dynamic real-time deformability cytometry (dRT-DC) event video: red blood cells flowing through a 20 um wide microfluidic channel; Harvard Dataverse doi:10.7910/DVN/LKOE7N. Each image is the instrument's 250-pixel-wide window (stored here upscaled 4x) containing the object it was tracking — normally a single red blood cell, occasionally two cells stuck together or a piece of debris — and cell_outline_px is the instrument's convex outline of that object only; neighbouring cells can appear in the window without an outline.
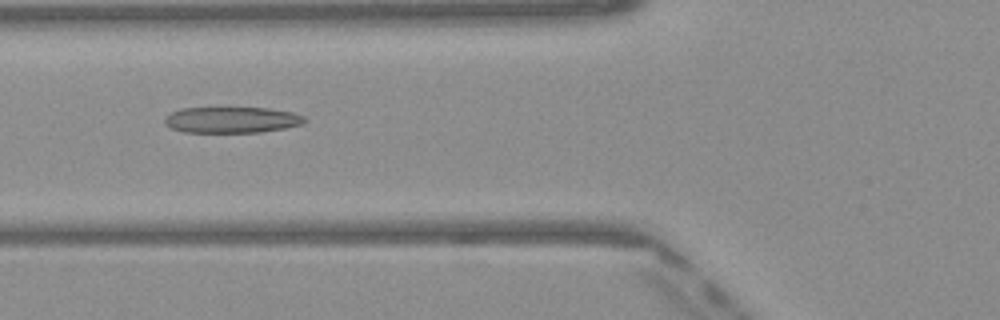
{"species": "Egyptian fruit bat (a non-hibernating species)", "species_latin": "Rousettus aegyptiacus", "temperature_condition": "warm", "stored_images_in_passage": 49, "camera_frame_rate_fps": 3000, "um_per_image_px": 0.085, "frame": {"image": 1, "passage_image": 19, "time_ms": 6.0, "image_size_px": [1000, 320], "cell_outline_px": [[308, 120], [300, 124], [284, 128], [260, 132], [184, 132], [172, 128], [164, 124], [164, 116], [180, 108], [268, 108], [292, 112], [304, 116]], "centroid_in_image_um": [19.67, 10.18], "position_along_channel_um": 106.1, "area_um2": 21.21}}
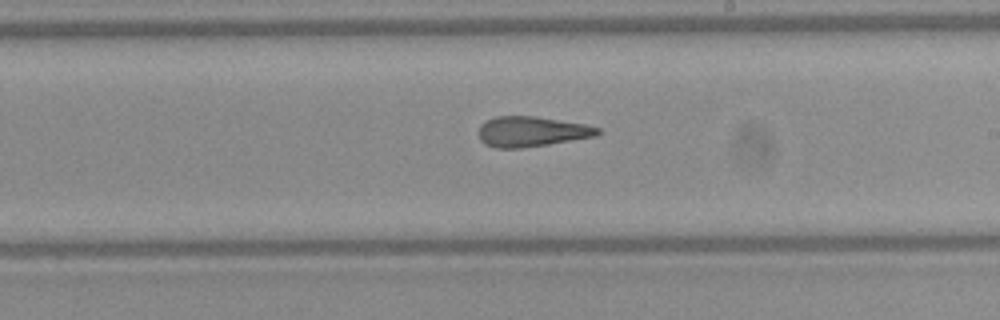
{"frame": {"image": 2, "passage_image": 29, "time_ms": 9.333, "image_size_px": [1000, 320], "cell_outline_px": [[600, 132], [596, 136], [548, 144], [520, 148], [496, 148], [484, 144], [480, 140], [480, 124], [496, 116], [532, 116], [584, 124], [600, 128]], "centroid_in_image_um": [45.16, 11.19], "position_along_channel_um": 243.8, "area_um2": 20.69}}
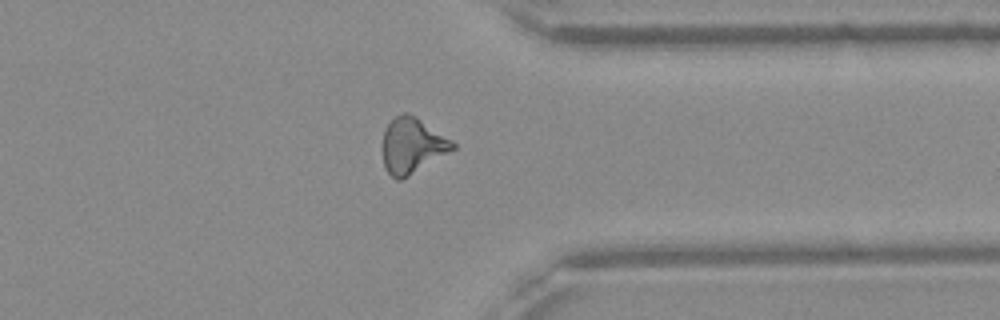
{"frame": {"image": 3, "passage_image": 39, "time_ms": 12.667, "image_size_px": [1000, 320], "cell_outline_px": [[456, 148], [408, 176], [400, 180], [396, 180], [384, 168], [384, 128], [396, 116], [404, 112], [408, 112], [416, 116], [452, 140], [456, 144]], "centroid_in_image_um": [35.05, 12.36], "position_along_channel_um": 376.4, "area_um2": 22.37}, "authors_computed_cell_mechanics": {"area_um2": 21.675, "velocity_mm_per_s": 4.1137, "shape_relaxation_time_tau1_ms": null, "shape_relaxation_time_tau2_ms": 1.9386, "deformation_change_tau1": null, "deformation_change_tau2": 0.1171}}